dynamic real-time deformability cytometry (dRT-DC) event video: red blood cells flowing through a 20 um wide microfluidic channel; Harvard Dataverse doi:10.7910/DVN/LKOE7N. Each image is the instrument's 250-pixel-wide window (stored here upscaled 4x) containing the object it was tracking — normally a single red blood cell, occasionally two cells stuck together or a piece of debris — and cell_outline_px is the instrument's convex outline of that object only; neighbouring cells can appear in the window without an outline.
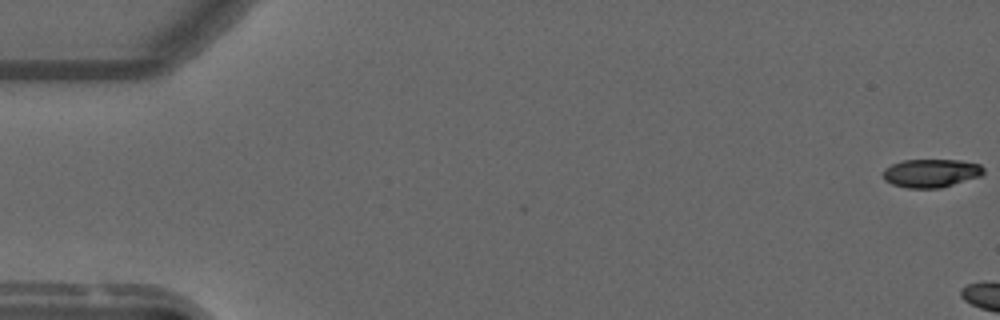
{"species": "common noctule bat (a hibernating species)", "species_latin": "Nyctalus noctula", "temperature_condition": "warm", "stored_images_in_passage": 5, "camera_frame_rate_fps": 3000, "um_per_image_px": 0.085, "animal": {"sex": "male", "forearm_length_mm": 52.5}, "frame": {"image": 1, "passage_image": 1, "time_ms": 0.0, "image_size_px": [1000, 320], "cell_outline_px": [[984, 172], [980, 176], [940, 188], [908, 188], [892, 184], [884, 180], [884, 168], [892, 164], [904, 160], [960, 160], [980, 164], [984, 168]], "centroid_in_image_um": [79.14, 14.71], "position_along_channel_um": 5.9, "area_um2": 16.53}}